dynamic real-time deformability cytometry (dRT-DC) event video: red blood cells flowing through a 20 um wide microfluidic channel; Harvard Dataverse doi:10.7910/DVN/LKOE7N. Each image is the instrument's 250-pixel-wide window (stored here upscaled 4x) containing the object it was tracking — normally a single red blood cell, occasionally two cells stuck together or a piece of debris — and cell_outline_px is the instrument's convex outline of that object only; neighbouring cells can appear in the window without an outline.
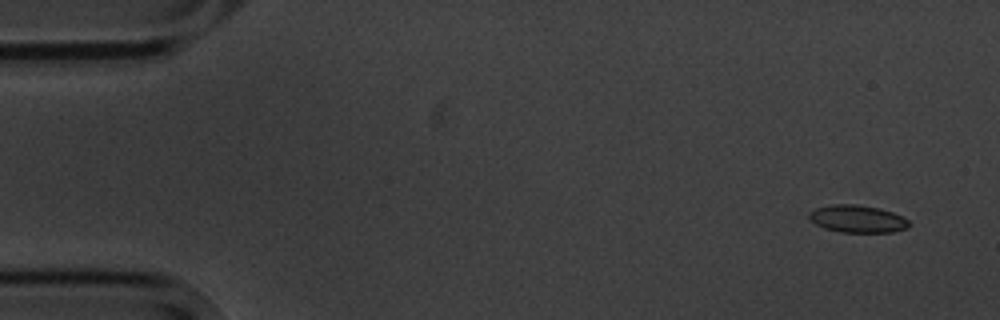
{"species": "common noctule bat (a hibernating species)", "species_latin": "Nyctalus noctula", "temperature_condition": "cold", "stored_images_in_passage": 6, "camera_frame_rate_fps": 3000, "um_per_image_px": 0.085, "animal": {"sex": "male", "body_mass_g": 20.1, "forearm_length_mm": 53.5}, "frame": {"image": 1, "passage_image": 1, "time_ms": 0.0, "image_size_px": [1000, 320], "cell_outline_px": [[912, 224], [904, 228], [892, 232], [840, 232], [824, 228], [816, 224], [808, 216], [808, 212], [816, 208], [832, 204], [856, 204], [880, 208], [892, 212], [908, 220]], "centroid_in_image_um": [72.86, 18.59], "position_along_channel_um": 12.1, "area_um2": 15.9}}
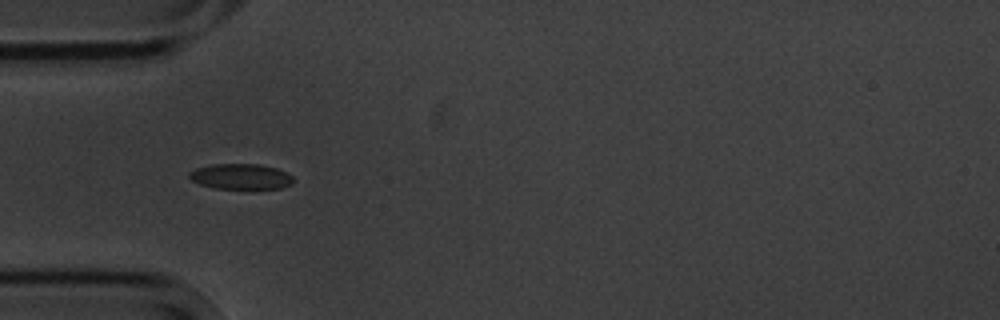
{"frame": {"image": 2, "passage_image": 5, "time_ms": 4.667, "image_size_px": [1000, 320], "cell_outline_px": [[292, 184], [280, 188], [216, 188], [200, 184], [192, 180], [188, 176], [188, 172], [196, 168], [212, 164], [260, 164], [276, 168], [292, 176]], "centroid_in_image_um": [20.44, 14.99], "position_along_channel_um": 64.6, "area_um2": 15.26}}
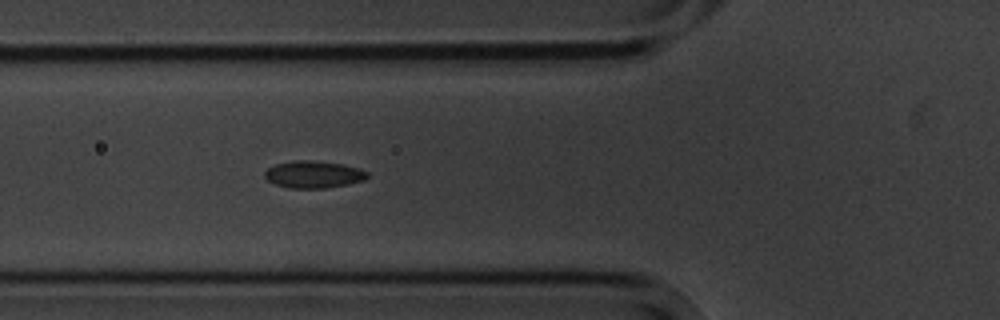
{"frame": {"image": 3, "passage_image": 6, "time_ms": 5.667, "image_size_px": [1000, 320], "cell_outline_px": [[368, 176], [364, 180], [348, 184], [324, 188], [288, 188], [276, 184], [268, 180], [264, 176], [264, 172], [268, 168], [276, 164], [292, 160], [312, 160], [340, 164], [360, 168], [368, 172]], "centroid_in_image_um": [26.64, 14.82], "position_along_channel_um": 99.2, "area_um2": 16.18}}